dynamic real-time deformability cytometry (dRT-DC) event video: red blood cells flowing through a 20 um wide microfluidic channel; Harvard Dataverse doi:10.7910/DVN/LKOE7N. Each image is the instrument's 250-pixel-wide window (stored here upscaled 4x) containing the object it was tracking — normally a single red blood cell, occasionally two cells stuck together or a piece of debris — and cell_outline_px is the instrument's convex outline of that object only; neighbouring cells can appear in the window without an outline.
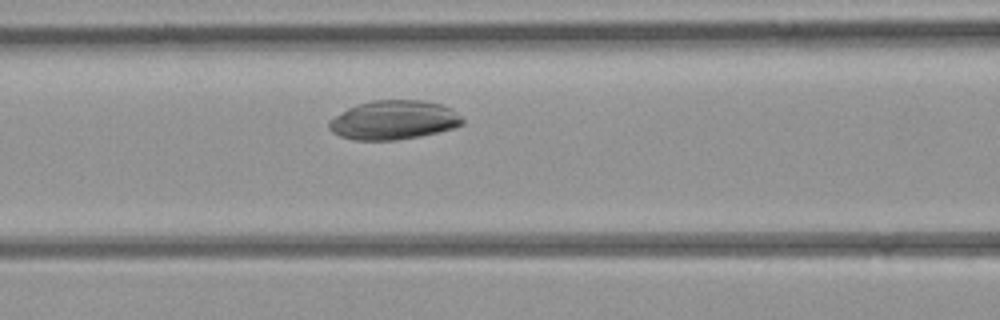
{"species": "common noctule bat (a hibernating species)", "species_latin": "Nyctalus noctula", "temperature_condition": "room temperature", "stored_images_in_passage": 10, "camera_frame_rate_fps": 3000, "um_per_image_px": 0.085, "animal": {"sex": "female", "body_mass_g": 21.9}, "frame": {"image": 1, "passage_image": 9, "time_ms": 2.667, "image_size_px": [1000, 320], "cell_outline_px": [[464, 124], [452, 128], [420, 136], [396, 140], [352, 140], [340, 136], [332, 132], [328, 128], [328, 120], [348, 108], [356, 104], [372, 100], [424, 100], [440, 104], [452, 108], [464, 120]], "centroid_in_image_um": [33.44, 10.2], "position_along_channel_um": 133.2, "area_um2": 30.52}}